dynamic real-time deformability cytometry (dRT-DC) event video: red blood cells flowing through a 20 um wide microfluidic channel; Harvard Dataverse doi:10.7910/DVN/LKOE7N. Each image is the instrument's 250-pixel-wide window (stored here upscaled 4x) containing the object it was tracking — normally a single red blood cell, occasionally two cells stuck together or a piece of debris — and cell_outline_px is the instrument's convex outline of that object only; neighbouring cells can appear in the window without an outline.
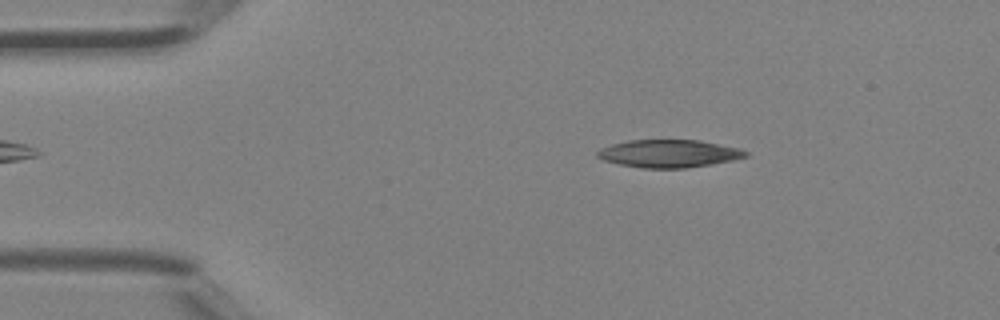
{"species": "Egyptian fruit bat (a non-hibernating species)", "species_latin": "Rousettus aegyptiacus", "temperature_condition": "room temperature", "stored_images_in_passage": 44, "camera_frame_rate_fps": 3000, "um_per_image_px": 0.085, "animal": {"sex": "female"}, "frame": {"image": 1, "passage_image": 7, "time_ms": 2.0, "image_size_px": [1000, 320], "cell_outline_px": [[748, 156], [732, 160], [684, 168], [644, 168], [620, 164], [604, 160], [596, 156], [596, 152], [600, 148], [612, 144], [628, 140], [700, 140], [740, 148], [748, 152]], "centroid_in_image_um": [56.84, 13.04], "position_along_channel_um": 28.2, "area_um2": 23.81}}
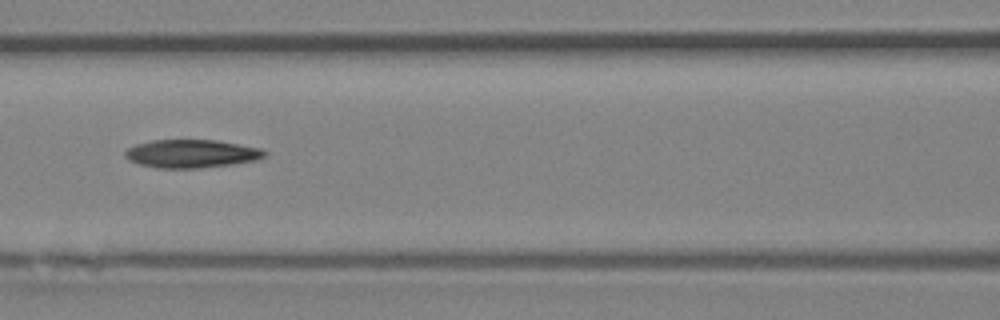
{"frame": {"image": 2, "passage_image": 19, "time_ms": 6.0, "image_size_px": [1000, 320], "cell_outline_px": [[268, 152], [264, 156], [256, 160], [232, 164], [200, 168], [156, 168], [140, 164], [128, 160], [124, 156], [124, 152], [128, 148], [136, 144], [152, 140], [216, 140], [260, 148]], "centroid_in_image_um": [16.25, 13.06], "position_along_channel_um": 150.4, "area_um2": 22.89}}
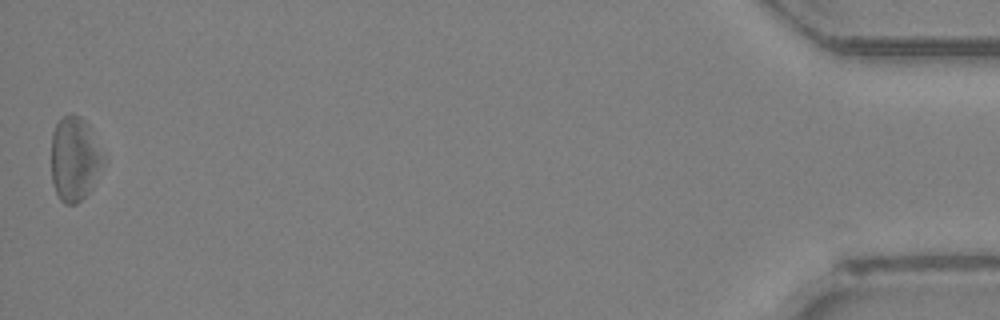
{"frame": {"image": 3, "passage_image": 44, "time_ms": 14.333, "image_size_px": [1000, 320], "cell_outline_px": [[108, 160], [92, 188], [76, 204], [64, 204], [60, 200], [56, 192], [52, 180], [52, 132], [60, 116], [72, 112], [80, 116], [92, 128]], "centroid_in_image_um": [6.4, 13.46], "position_along_channel_um": 428.8, "area_um2": 26.47}, "authors_computed_cell_mechanics": {"area_um2": 23.8136, "velocity_mm_per_s": 4.5119, "shape_relaxation_time_tau1_ms": 4.7525, "shape_relaxation_time_tau2_ms": null, "deformation_change_tau1": 0.1546, "deformation_change_tau2": null}}